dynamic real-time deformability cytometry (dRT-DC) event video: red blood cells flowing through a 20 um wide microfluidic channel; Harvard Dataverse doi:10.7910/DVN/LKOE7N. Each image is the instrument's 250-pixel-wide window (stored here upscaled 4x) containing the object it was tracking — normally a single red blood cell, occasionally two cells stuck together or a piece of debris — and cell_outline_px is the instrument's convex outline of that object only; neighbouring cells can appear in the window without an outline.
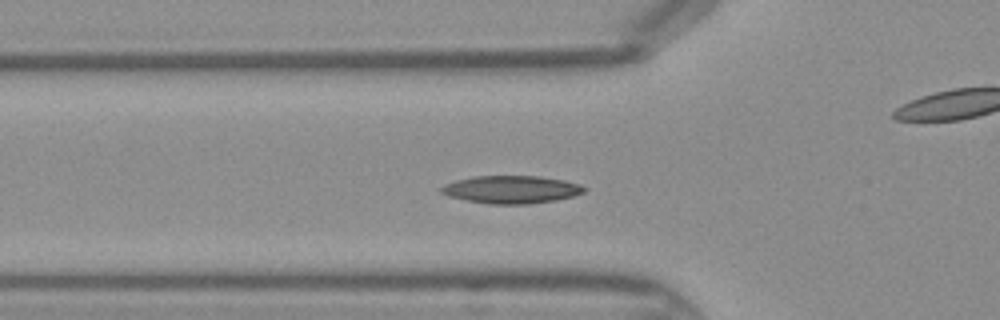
{"species": "Egyptian fruit bat (a non-hibernating species)", "species_latin": "Rousettus aegyptiacus", "temperature_condition": "warm", "stored_images_in_passage": 46, "camera_frame_rate_fps": 3000, "um_per_image_px": 0.085, "frame": {"image": 1, "passage_image": 15, "time_ms": 4.667, "image_size_px": [1000, 320], "cell_outline_px": [[588, 188], [584, 192], [572, 196], [556, 200], [528, 204], [488, 204], [448, 196], [440, 192], [440, 188], [444, 184], [456, 180], [476, 176], [540, 176], [564, 180], [580, 184]], "centroid_in_image_um": [43.47, 16.1], "position_along_channel_um": 82.3, "area_um2": 23.12}}
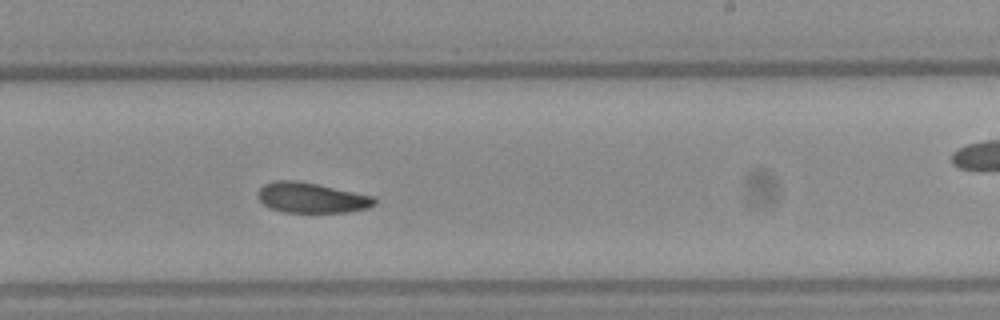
{"frame": {"image": 2, "passage_image": 27, "time_ms": 8.667, "image_size_px": [1000, 320], "cell_outline_px": [[376, 204], [368, 208], [348, 212], [284, 212], [268, 208], [256, 196], [256, 192], [264, 184], [276, 180], [296, 180], [376, 196]], "centroid_in_image_um": [26.47, 16.81], "position_along_channel_um": 262.5, "area_um2": 20.75}}
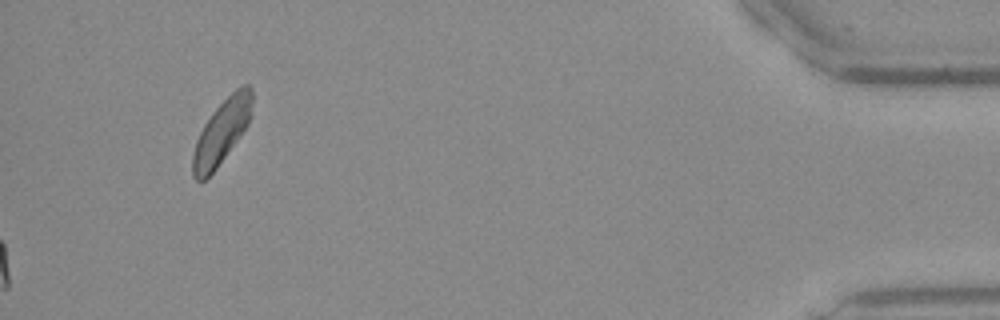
{"frame": {"image": 3, "passage_image": 46, "time_ms": 15.0, "image_size_px": [1000, 320], "cell_outline_px": [[252, 112], [248, 124], [216, 168], [204, 180], [196, 180], [192, 176], [192, 156], [196, 140], [204, 124], [212, 112], [240, 84], [248, 84], [252, 88]], "centroid_in_image_um": [18.84, 11.17], "position_along_channel_um": 416.4, "area_um2": 21.91}}